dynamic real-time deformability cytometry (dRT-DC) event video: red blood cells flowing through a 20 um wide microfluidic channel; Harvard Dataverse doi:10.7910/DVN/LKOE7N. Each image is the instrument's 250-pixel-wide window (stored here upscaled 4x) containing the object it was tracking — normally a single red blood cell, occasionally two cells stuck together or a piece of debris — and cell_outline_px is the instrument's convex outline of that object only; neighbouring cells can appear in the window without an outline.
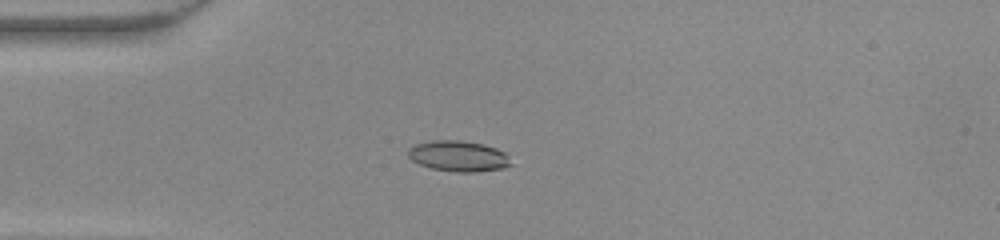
{"species": "common noctule bat (a hibernating species)", "species_latin": "Nyctalus noctula", "temperature_condition": "warm", "stored_images_in_passage": 47, "camera_frame_rate_fps": 3000, "um_per_image_px": 0.085, "animal": {"sex": "female", "body_mass_g": 22.0, "forearm_length_mm": 56.7}, "frame": {"image": 1, "passage_image": 12, "time_ms": 3.667, "image_size_px": [1000, 240], "cell_outline_px": [[512, 164], [504, 168], [476, 172], [456, 172], [432, 168], [420, 164], [412, 160], [408, 156], [408, 148], [416, 144], [432, 140], [460, 140], [484, 144], [496, 148], [504, 152], [508, 156]], "centroid_in_image_um": [38.98, 13.26], "position_along_channel_um": 46.0, "area_um2": 18.44}}
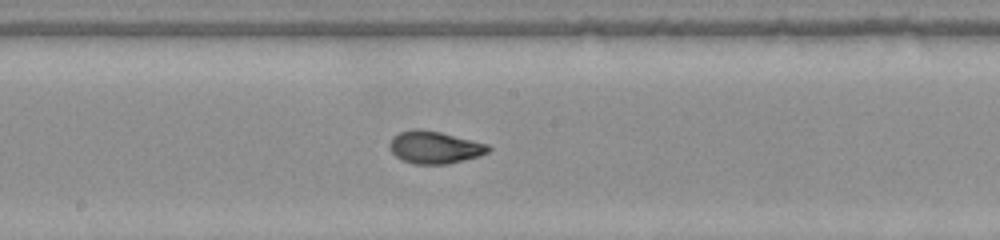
{"frame": {"image": 2, "passage_image": 25, "time_ms": 8.0, "image_size_px": [1000, 240], "cell_outline_px": [[492, 148], [488, 152], [480, 156], [448, 164], [412, 164], [396, 156], [392, 152], [388, 144], [392, 136], [400, 132], [416, 128], [440, 132], [488, 144]], "centroid_in_image_um": [36.94, 12.52], "position_along_channel_um": 211.3, "area_um2": 18.67}}
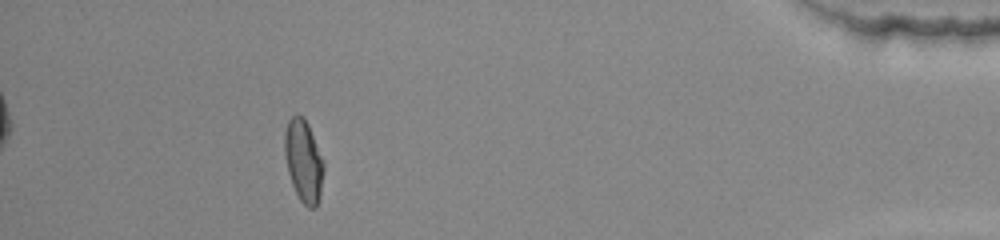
{"frame": {"image": 3, "passage_image": 43, "time_ms": 14.0, "image_size_px": [1000, 240], "cell_outline_px": [[324, 172], [320, 192], [316, 208], [308, 208], [300, 200], [292, 184], [288, 172], [284, 152], [284, 132], [288, 120], [296, 112], [304, 116], [308, 124], [324, 160]], "centroid_in_image_um": [25.8, 13.63], "position_along_channel_um": 409.4, "area_um2": 18.96}}